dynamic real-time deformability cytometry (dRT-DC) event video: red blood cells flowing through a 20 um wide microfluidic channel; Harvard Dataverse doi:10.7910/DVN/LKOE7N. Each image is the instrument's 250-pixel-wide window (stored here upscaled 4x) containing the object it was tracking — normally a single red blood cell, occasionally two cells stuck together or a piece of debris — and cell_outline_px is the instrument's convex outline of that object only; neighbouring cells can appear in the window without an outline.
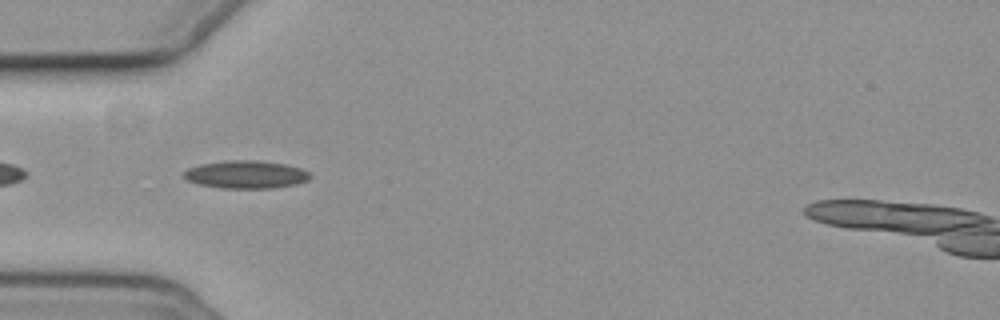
{"species": "common noctule bat (a hibernating species)", "species_latin": "Nyctalus noctula", "temperature_condition": "cold", "stored_images_in_passage": 42, "segment_of_instrument_passage": [1, 2], "camera_frame_rate_fps": 3000, "um_per_image_px": 0.085, "animal": {"sex": "female", "body_mass_g": 19.3, "forearm_length_mm": 54.1}, "frame": {"image": 1, "passage_image": 2, "time_ms": 0.333, "image_size_px": [1000, 320], "cell_outline_px": [[312, 176], [308, 180], [296, 184], [272, 188], [220, 188], [200, 184], [188, 180], [184, 176], [184, 172], [188, 168], [200, 164], [224, 160], [256, 160], [284, 164], [300, 168], [308, 172]], "centroid_in_image_um": [20.91, 14.83], "position_along_channel_um": 64.1, "area_um2": 20.4}}
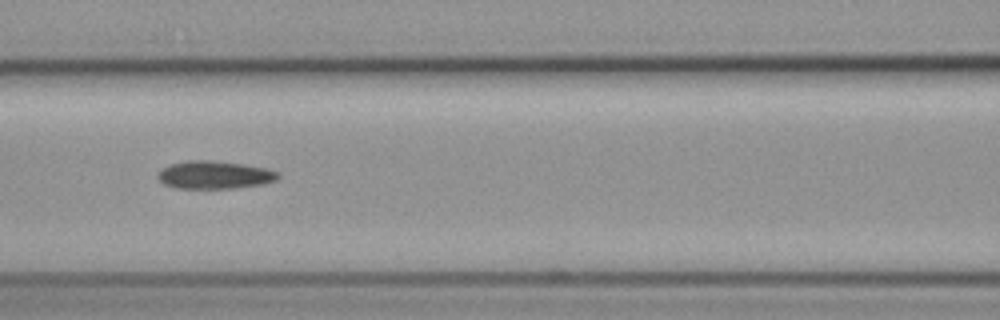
{"frame": {"image": 2, "passage_image": 9, "time_ms": 2.667, "image_size_px": [1000, 320], "cell_outline_px": [[280, 176], [276, 180], [260, 184], [232, 188], [176, 188], [164, 184], [156, 176], [164, 168], [172, 164], [188, 160], [212, 160], [244, 164], [264, 168], [280, 172]], "centroid_in_image_um": [18.24, 14.86], "position_along_channel_um": 148.4, "area_um2": 19.31}}
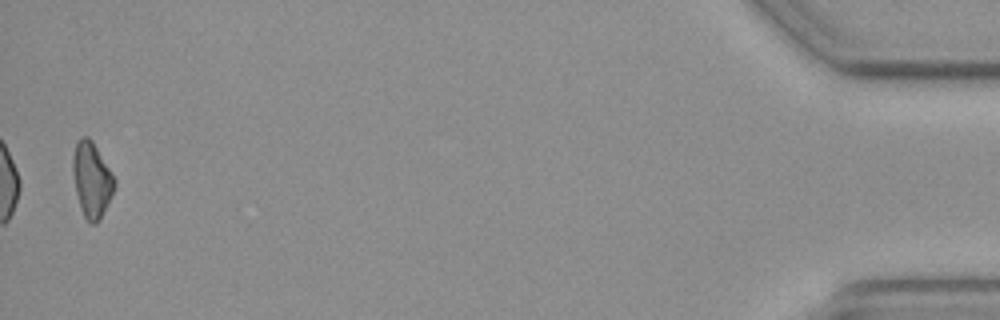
{"frame": {"image": 3, "passage_image": 40, "time_ms": 13.0, "image_size_px": [1000, 320], "cell_outline_px": [[116, 184], [100, 220], [96, 224], [88, 224], [80, 208], [76, 192], [72, 172], [72, 156], [76, 144], [80, 136], [88, 136], [92, 140], [116, 180]], "centroid_in_image_um": [7.78, 15.28], "position_along_channel_um": 427.4, "area_um2": 18.26}}